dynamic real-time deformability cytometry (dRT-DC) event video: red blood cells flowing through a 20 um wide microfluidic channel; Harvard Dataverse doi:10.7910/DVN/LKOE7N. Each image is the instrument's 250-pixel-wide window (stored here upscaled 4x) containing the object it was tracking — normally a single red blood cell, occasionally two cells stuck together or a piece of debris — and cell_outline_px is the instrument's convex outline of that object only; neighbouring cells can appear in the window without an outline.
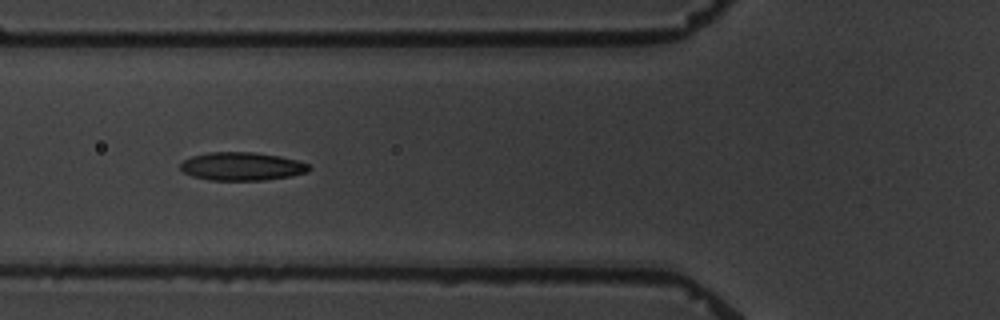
{"species": "common noctule bat (a hibernating species)", "species_latin": "Nyctalus noctula", "temperature_condition": "warm", "stored_images_in_passage": 7, "camera_frame_rate_fps": 3000, "um_per_image_px": 0.085, "animal": {"sex": "male", "body_mass_g": 19.5, "forearm_length_mm": 54.6}, "frame": {"image": 1, "passage_image": 6, "time_ms": 5.667, "image_size_px": [1000, 320], "cell_outline_px": [[312, 168], [308, 172], [292, 176], [264, 180], [208, 180], [192, 176], [184, 172], [180, 168], [180, 164], [184, 160], [192, 156], [208, 152], [256, 152], [280, 156], [296, 160], [308, 164]], "centroid_in_image_um": [20.57, 14.14], "position_along_channel_um": 105.2, "area_um2": 21.27}}
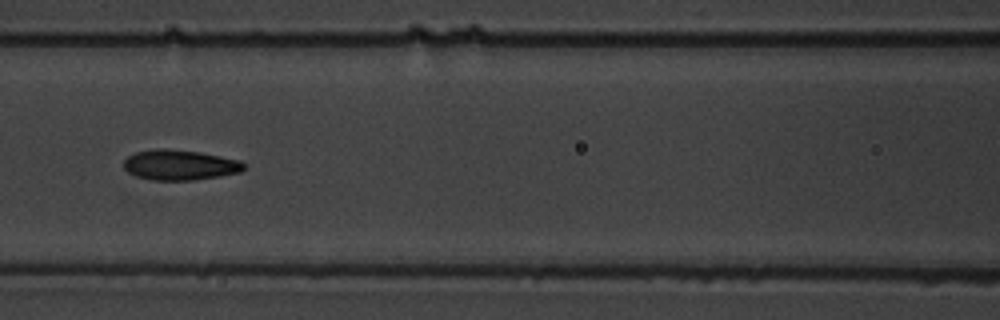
{"frame": {"image": 2, "passage_image": 7, "time_ms": 7.0, "image_size_px": [1000, 320], "cell_outline_px": [[244, 168], [240, 172], [220, 176], [192, 180], [152, 180], [136, 176], [128, 172], [124, 168], [124, 160], [128, 156], [136, 152], [156, 148], [164, 148], [196, 152], [220, 156], [240, 160], [244, 164]], "centroid_in_image_um": [15.26, 14.02], "position_along_channel_um": 151.3, "area_um2": 21.04}}